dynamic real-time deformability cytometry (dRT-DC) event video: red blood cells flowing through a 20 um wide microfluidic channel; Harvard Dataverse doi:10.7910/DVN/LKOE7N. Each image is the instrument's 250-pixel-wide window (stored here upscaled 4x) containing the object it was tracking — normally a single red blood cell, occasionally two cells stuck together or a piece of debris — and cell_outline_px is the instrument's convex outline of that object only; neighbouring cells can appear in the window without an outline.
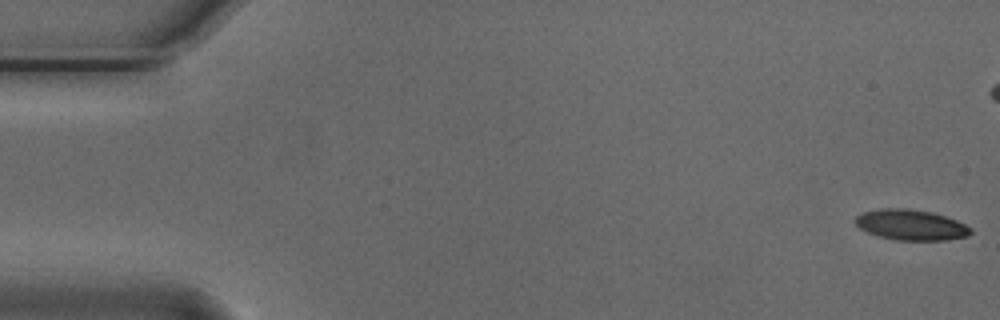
{"species": "Egyptian fruit bat (a non-hibernating species)", "species_latin": "Rousettus aegyptiacus", "temperature_condition": "cold", "stored_images_in_passage": 47, "camera_frame_rate_fps": 3000, "um_per_image_px": 0.085, "animal": {"sex": "male"}, "frame": {"image": 1, "passage_image": 1, "time_ms": 0.0, "image_size_px": [1000, 320], "cell_outline_px": [[972, 232], [968, 236], [948, 240], [896, 240], [880, 236], [868, 232], [860, 228], [852, 220], [856, 216], [864, 212], [880, 208], [908, 208], [932, 212], [956, 220], [972, 228]], "centroid_in_image_um": [77.43, 19.11], "position_along_channel_um": 7.6, "area_um2": 20.58}}
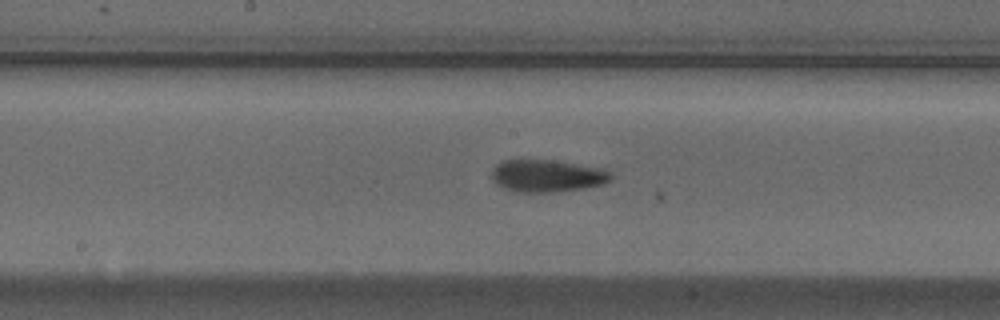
{"frame": {"image": 2, "passage_image": 28, "time_ms": 9.0, "image_size_px": [1000, 320], "cell_outline_px": [[612, 180], [604, 184], [584, 188], [552, 192], [516, 192], [504, 188], [496, 184], [492, 180], [492, 168], [500, 160], [552, 160], [604, 168], [612, 172]], "centroid_in_image_um": [46.51, 14.94], "position_along_channel_um": 201.7, "area_um2": 22.72}}
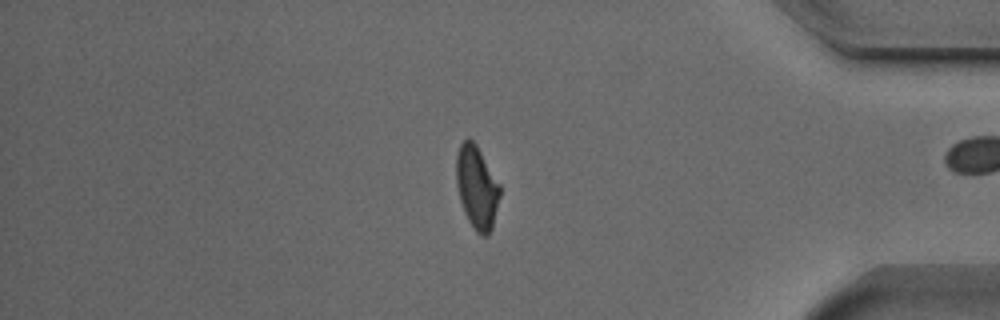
{"frame": {"image": 3, "passage_image": 46, "time_ms": 15.0, "image_size_px": [1000, 320], "cell_outline_px": [[500, 196], [492, 228], [488, 236], [480, 236], [476, 232], [468, 220], [464, 212], [460, 200], [456, 184], [456, 156], [460, 144], [468, 136], [476, 144], [500, 184]], "centroid_in_image_um": [40.52, 15.93], "position_along_channel_um": 394.7, "area_um2": 21.21}, "authors_computed_cell_mechanics": {"area_um2": 21.675, "velocity_mm_per_s": 3.7387, "shape_relaxation_time_tau1_ms": 4.2204, "shape_relaxation_time_tau2_ms": 6.707, "deformation_change_tau1": 0.1387, "deformation_change_tau2": 0.1358}}